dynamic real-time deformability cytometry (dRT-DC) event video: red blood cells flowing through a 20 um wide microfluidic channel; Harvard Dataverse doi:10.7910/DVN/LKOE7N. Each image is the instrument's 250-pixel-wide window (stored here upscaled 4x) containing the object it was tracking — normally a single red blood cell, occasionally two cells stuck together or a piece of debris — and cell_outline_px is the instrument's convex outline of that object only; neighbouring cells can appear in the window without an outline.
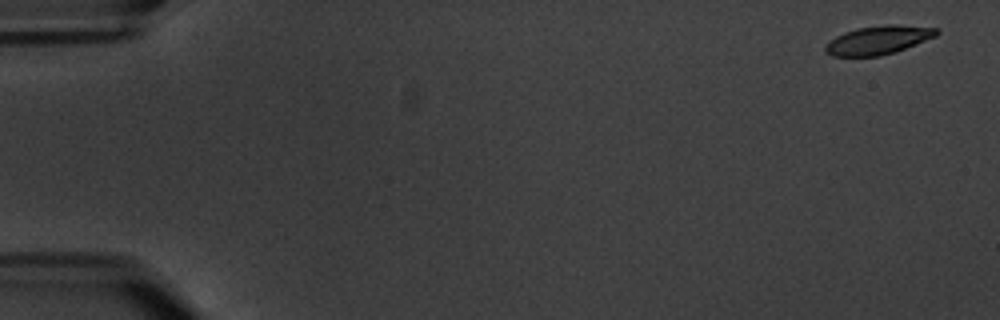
{"species": "common noctule bat (a hibernating species)", "species_latin": "Nyctalus noctula", "temperature_condition": "warm", "stored_images_in_passage": 6, "camera_frame_rate_fps": 3000, "um_per_image_px": 0.085, "animal": {"sex": "male", "body_mass_g": 20.1, "forearm_length_mm": 53.5}, "frame": {"image": 1, "passage_image": 1, "time_ms": 0.0, "image_size_px": [1000, 320], "cell_outline_px": [[940, 32], [936, 36], [896, 52], [880, 56], [832, 56], [824, 52], [824, 48], [836, 36], [844, 32], [856, 28], [884, 24], [896, 24], [936, 28]], "centroid_in_image_um": [74.66, 3.4], "position_along_channel_um": 10.3, "area_um2": 18.55}}
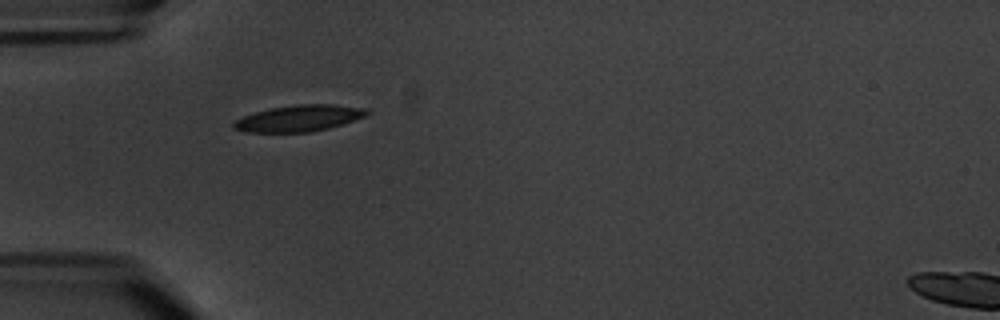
{"frame": {"image": 2, "passage_image": 5, "time_ms": 5.667, "image_size_px": [1000, 320], "cell_outline_px": [[372, 112], [364, 116], [344, 124], [312, 132], [244, 132], [232, 128], [232, 124], [236, 120], [244, 116], [256, 112], [272, 108], [296, 104], [336, 104], [368, 108]], "centroid_in_image_um": [25.46, 10.05], "position_along_channel_um": 59.5, "area_um2": 20.58}}